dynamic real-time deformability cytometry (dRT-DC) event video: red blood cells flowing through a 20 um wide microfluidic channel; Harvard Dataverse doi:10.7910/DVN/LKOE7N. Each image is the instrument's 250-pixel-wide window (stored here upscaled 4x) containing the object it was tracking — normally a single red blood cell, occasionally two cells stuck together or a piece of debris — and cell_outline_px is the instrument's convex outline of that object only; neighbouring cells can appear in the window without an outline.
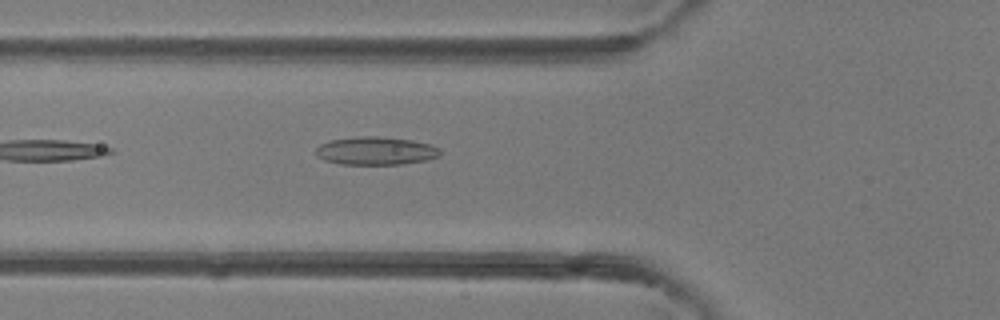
{"species": "common noctule bat (a hibernating species)", "species_latin": "Nyctalus noctula", "temperature_condition": "room temperature", "stored_images_in_passage": 5, "camera_frame_rate_fps": 3000, "um_per_image_px": 0.085, "animal": {"sex": "female"}, "frame": {"image": 1, "passage_image": 5, "time_ms": 4.333, "image_size_px": [1000, 320], "cell_outline_px": [[440, 156], [428, 160], [400, 164], [340, 164], [324, 160], [316, 152], [316, 148], [320, 144], [328, 140], [360, 136], [380, 136], [412, 140], [432, 144], [440, 148]], "centroid_in_image_um": [31.98, 12.81], "position_along_channel_um": 93.8, "area_um2": 20.46}}